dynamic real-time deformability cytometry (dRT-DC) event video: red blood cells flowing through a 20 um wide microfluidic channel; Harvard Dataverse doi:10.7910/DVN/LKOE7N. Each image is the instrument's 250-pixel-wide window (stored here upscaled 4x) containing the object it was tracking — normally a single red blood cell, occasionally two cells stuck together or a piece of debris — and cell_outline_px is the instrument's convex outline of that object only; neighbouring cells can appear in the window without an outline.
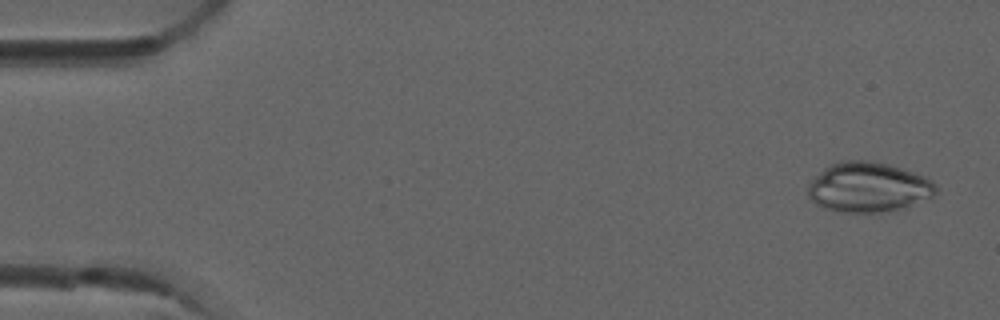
{"species": "common noctule bat (a hibernating species)", "species_latin": "Nyctalus noctula", "temperature_condition": "room temperature", "stored_images_in_passage": 8, "camera_frame_rate_fps": 3000, "um_per_image_px": 0.085, "animal": {"sex": "male", "forearm_length_mm": 52.5}, "frame": {"image": 1, "passage_image": 1, "time_ms": 0.0, "image_size_px": [1000, 320], "cell_outline_px": [[940, 188], [932, 196], [904, 208], [876, 212], [844, 212], [824, 208], [816, 204], [808, 196], [808, 184], [824, 168], [840, 160], [872, 160], [888, 164], [924, 176], [932, 180]], "centroid_in_image_um": [73.82, 15.9], "position_along_channel_um": 11.2, "area_um2": 37.11}}
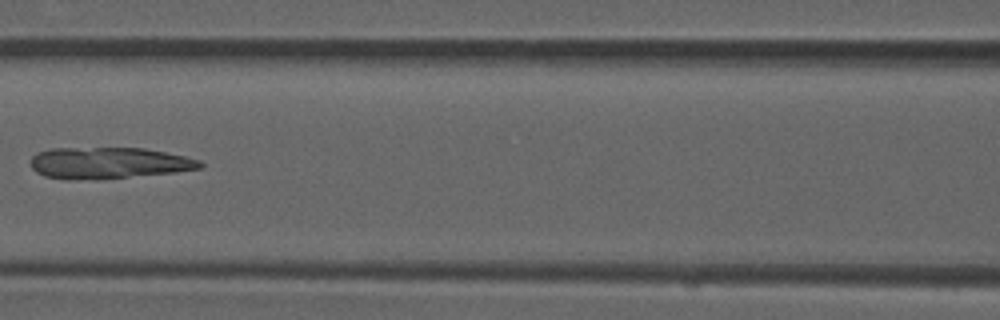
{"frame": {"image": 2, "passage_image": 7, "time_ms": 2.0, "image_size_px": [1000, 320], "cell_outline_px": [[204, 164], [200, 168], [176, 172], [100, 180], [68, 180], [44, 176], [36, 172], [32, 168], [32, 156], [36, 152], [52, 148], [144, 148], [184, 156], [200, 160]], "centroid_in_image_um": [9.21, 13.87], "position_along_channel_um": 157.4, "area_um2": 31.33}}